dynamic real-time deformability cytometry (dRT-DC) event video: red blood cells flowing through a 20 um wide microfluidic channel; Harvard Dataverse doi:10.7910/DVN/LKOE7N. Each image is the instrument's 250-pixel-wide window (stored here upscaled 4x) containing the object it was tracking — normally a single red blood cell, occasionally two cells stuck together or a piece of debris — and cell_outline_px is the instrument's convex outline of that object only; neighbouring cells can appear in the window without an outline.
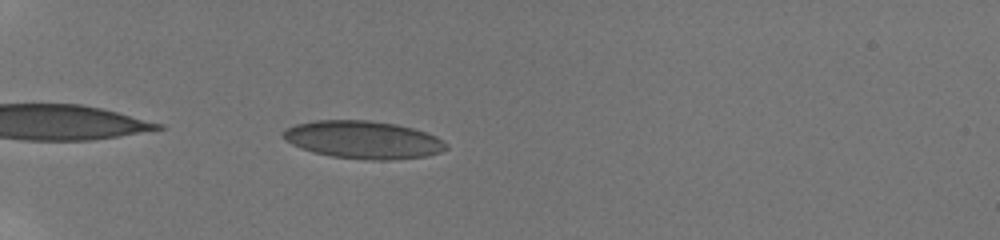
{"species": "human", "species_latin": "Homo sapiens", "temperature_condition": "room temperature", "stored_images_in_passage": 16, "camera_frame_rate_fps": 3000, "um_per_image_px": 0.085, "donor": {"sex": "male"}, "frame": {"image": 1, "passage_image": 1, "time_ms": 0.0, "image_size_px": [1000, 240], "cell_outline_px": [[448, 148], [440, 152], [424, 156], [388, 160], [368, 160], [332, 156], [312, 152], [300, 148], [284, 140], [280, 132], [284, 128], [296, 124], [316, 120], [368, 120], [396, 124], [412, 128], [436, 136], [448, 144]], "centroid_in_image_um": [30.82, 11.87], "position_along_channel_um": 54.2, "area_um2": 35.95}}
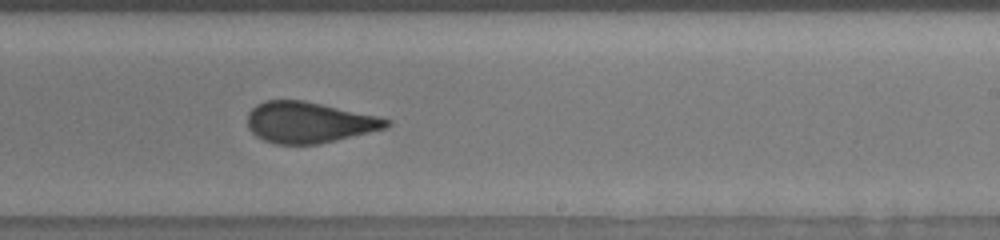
{"frame": {"image": 2, "passage_image": 13, "time_ms": 6.333, "image_size_px": [1000, 240], "cell_outline_px": [[392, 124], [384, 128], [336, 140], [316, 144], [276, 144], [264, 140], [256, 136], [248, 128], [248, 112], [256, 104], [264, 100], [304, 100], [376, 116], [392, 120]], "centroid_in_image_um": [26.22, 10.39], "position_along_channel_um": 262.8, "area_um2": 32.95}}
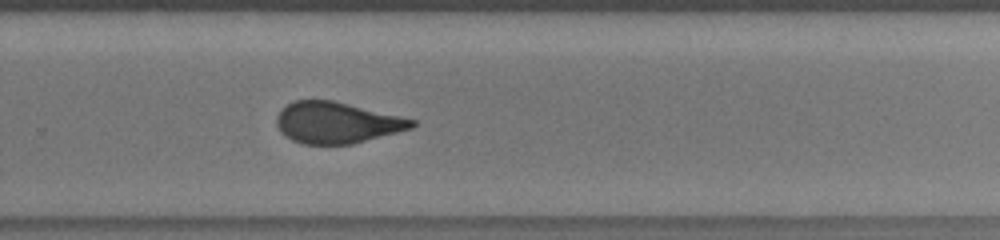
{"frame": {"image": 3, "passage_image": 16, "time_ms": 7.333, "image_size_px": [1000, 240], "cell_outline_px": [[416, 124], [412, 128], [352, 144], [304, 144], [292, 140], [284, 136], [280, 132], [276, 124], [276, 116], [280, 108], [296, 100], [332, 100], [400, 116], [416, 120]], "centroid_in_image_um": [28.58, 10.42], "position_along_channel_um": 301.2, "area_um2": 32.43}}